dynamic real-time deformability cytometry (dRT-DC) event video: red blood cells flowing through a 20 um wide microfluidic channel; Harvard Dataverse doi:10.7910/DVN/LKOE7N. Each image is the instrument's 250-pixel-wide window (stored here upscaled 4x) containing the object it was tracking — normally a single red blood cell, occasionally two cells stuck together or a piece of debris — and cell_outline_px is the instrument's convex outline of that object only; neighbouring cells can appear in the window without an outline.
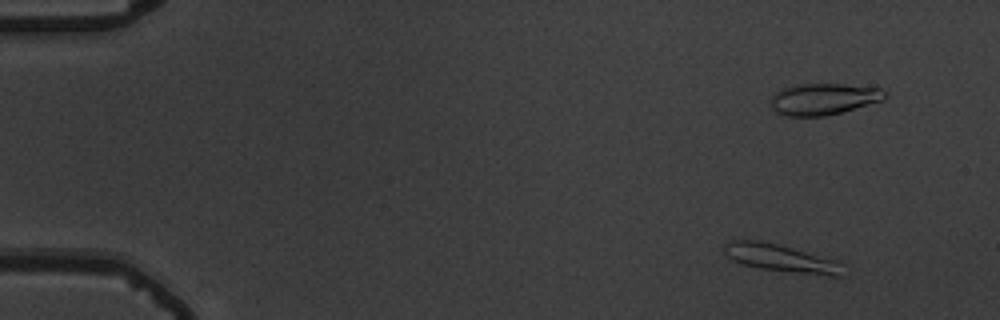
{"species": "common noctule bat (a hibernating species)", "species_latin": "Nyctalus noctula", "temperature_condition": "warm", "stored_images_in_passage": 52, "camera_frame_rate_fps": 3000, "um_per_image_px": 0.085, "animal": {"sex": "male", "body_mass_g": 19.5, "forearm_length_mm": 54.6}, "frame": {"image": 1, "passage_image": 1, "time_ms": 0.0, "image_size_px": [1000, 320], "cell_outline_px": [[848, 276], [828, 276], [760, 268], [740, 264], [732, 260], [724, 252], [724, 244], [728, 240], [756, 240], [776, 244], [840, 260], [844, 264]], "centroid_in_image_um": [66.49, 21.96], "position_along_channel_um": 18.5, "area_um2": 19.48}}
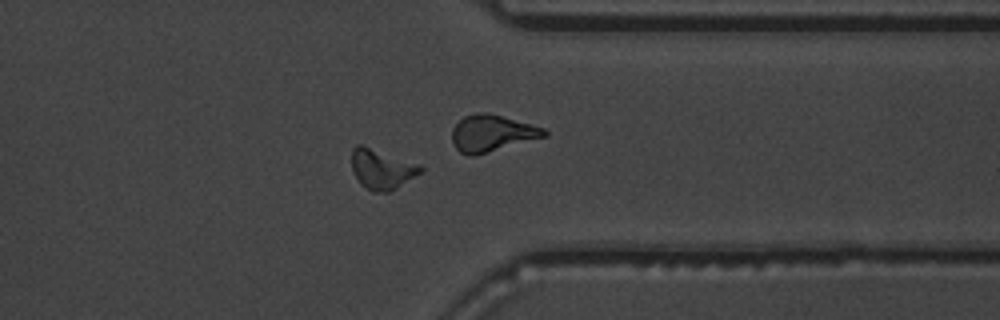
{"frame": {"image": 2, "passage_image": 40, "time_ms": 13.0, "image_size_px": [1000, 320], "cell_outline_px": [[424, 168], [420, 172], [396, 188], [388, 192], [372, 192], [360, 184], [352, 168], [352, 148], [356, 144], [360, 144], [420, 164]], "centroid_in_image_um": [32.43, 14.37], "position_along_channel_um": 379.0, "area_um2": 15.84}}
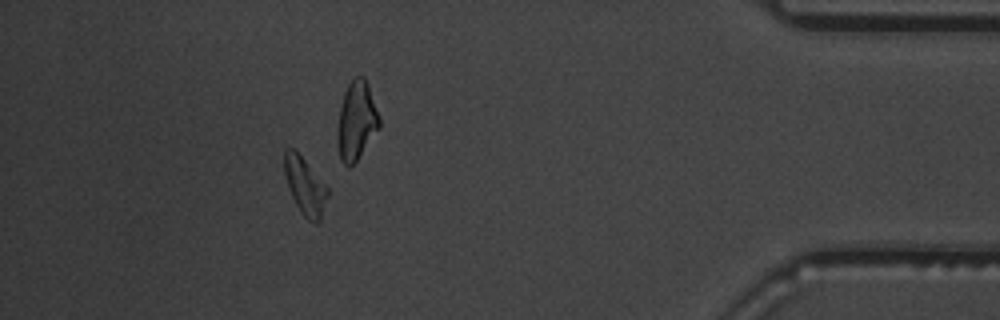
{"frame": {"image": 3, "passage_image": 46, "time_ms": 15.0, "image_size_px": [1000, 320], "cell_outline_px": [[328, 196], [320, 220], [316, 224], [308, 220], [300, 212], [288, 188], [284, 172], [284, 148], [292, 148], [304, 160], [328, 188]], "centroid_in_image_um": [25.91, 15.84], "position_along_channel_um": 409.3, "area_um2": 14.22}, "authors_computed_cell_mechanics": {"area_um2": 15.4615, "velocity_mm_per_s": 3.6785, "shape_relaxation_time_tau1_ms": 4.6199, "shape_relaxation_time_tau2_ms": 2.2276, "deformation_change_tau1": 0.132, "deformation_change_tau2": 0.0756}}